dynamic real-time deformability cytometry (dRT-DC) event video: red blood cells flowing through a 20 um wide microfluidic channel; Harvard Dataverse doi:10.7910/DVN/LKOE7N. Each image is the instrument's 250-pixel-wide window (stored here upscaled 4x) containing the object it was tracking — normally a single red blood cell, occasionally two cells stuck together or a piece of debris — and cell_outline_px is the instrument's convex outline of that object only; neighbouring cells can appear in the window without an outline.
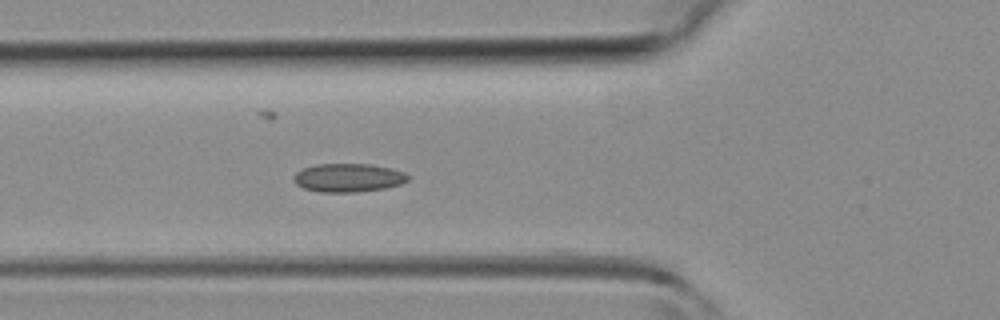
{"species": "common noctule bat (a hibernating species)", "species_latin": "Nyctalus noctula", "temperature_condition": "room temperature", "stored_images_in_passage": 38, "camera_frame_rate_fps": 3000, "um_per_image_px": 0.085, "animal": {"sex": "female", "body_mass_g": 19.3, "forearm_length_mm": 54.1}, "frame": {"image": 1, "passage_image": 9, "time_ms": 2.667, "image_size_px": [1000, 320], "cell_outline_px": [[412, 176], [408, 180], [400, 184], [384, 188], [352, 192], [320, 192], [304, 188], [296, 184], [292, 180], [292, 176], [296, 172], [304, 168], [316, 164], [372, 164], [404, 172]], "centroid_in_image_um": [29.58, 15.1], "position_along_channel_um": 96.2, "area_um2": 18.96}}
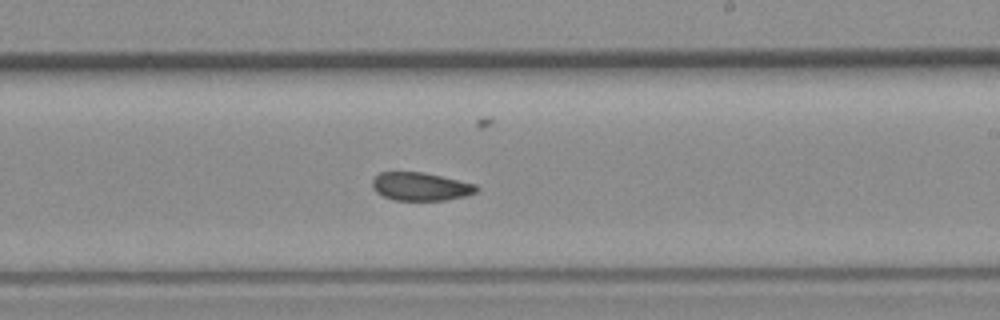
{"frame": {"image": 2, "passage_image": 19, "time_ms": 6.0, "image_size_px": [1000, 320], "cell_outline_px": [[480, 188], [476, 192], [464, 196], [444, 200], [392, 200], [376, 192], [372, 188], [372, 180], [380, 172], [424, 172], [476, 184]], "centroid_in_image_um": [35.74, 15.85], "position_along_channel_um": 253.3, "area_um2": 17.11}}
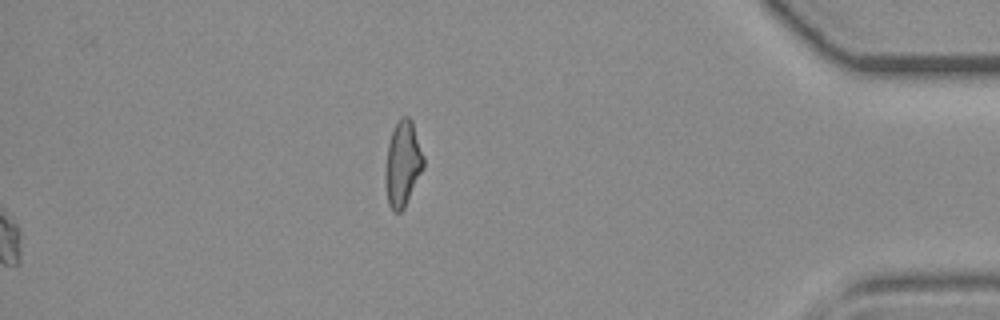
{"frame": {"image": 3, "passage_image": 38, "time_ms": 12.333, "image_size_px": [1000, 320], "cell_outline_px": [[424, 168], [404, 208], [400, 212], [392, 212], [388, 204], [384, 176], [384, 172], [388, 144], [392, 132], [400, 116], [408, 116], [412, 120], [424, 156]], "centroid_in_image_um": [34.23, 13.93], "position_along_channel_um": 401.0, "area_um2": 19.19}}